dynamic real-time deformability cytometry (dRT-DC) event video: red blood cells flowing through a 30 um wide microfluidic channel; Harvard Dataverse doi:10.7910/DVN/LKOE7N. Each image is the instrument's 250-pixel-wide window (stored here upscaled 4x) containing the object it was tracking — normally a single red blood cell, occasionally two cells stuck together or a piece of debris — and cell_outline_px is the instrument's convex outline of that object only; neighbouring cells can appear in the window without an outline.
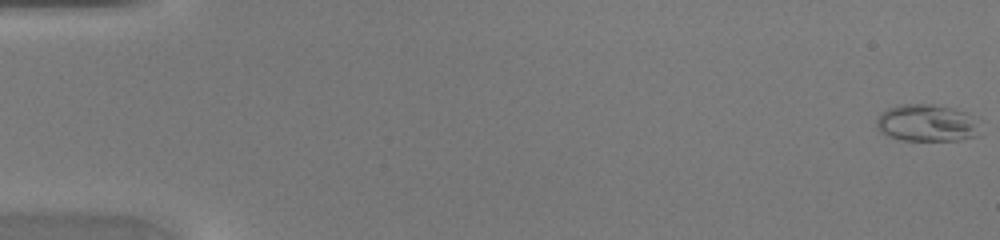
{"species": "common noctule bat (a hibernating species)", "species_latin": "Nyctalus noctula", "temperature_condition": "warm", "stored_images_in_passage": 47, "camera_frame_rate_fps": 3000, "um_per_image_px": 0.085, "animal": {"sex": "female", "body_mass_g": 20.0, "forearm_length_mm": 54.0}, "frame": {"image": 1, "passage_image": 1, "time_ms": 0.0, "image_size_px": [1000, 240], "cell_outline_px": [[980, 136], [960, 140], [904, 140], [892, 136], [884, 132], [876, 124], [876, 120], [880, 112], [888, 108], [900, 104], [932, 104], [952, 108], [968, 112], [976, 120]], "centroid_in_image_um": [78.83, 10.44], "position_along_channel_um": 6.2, "area_um2": 22.31}}
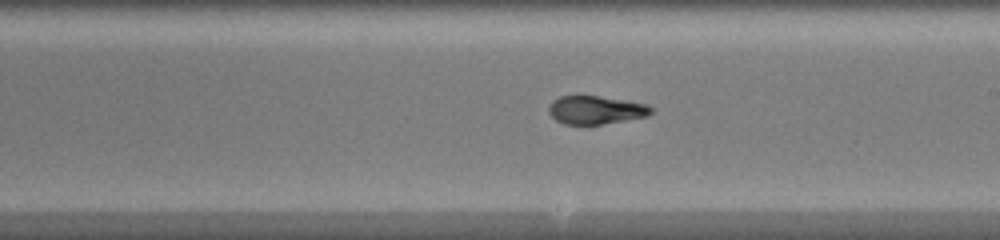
{"frame": {"image": 2, "passage_image": 28, "time_ms": 9.0, "image_size_px": [1000, 240], "cell_outline_px": [[652, 112], [648, 116], [600, 124], [564, 124], [556, 120], [548, 112], [548, 108], [552, 100], [560, 96], [576, 92], [648, 104], [652, 108]], "centroid_in_image_um": [50.58, 9.3], "position_along_channel_um": 238.4, "area_um2": 17.34}}
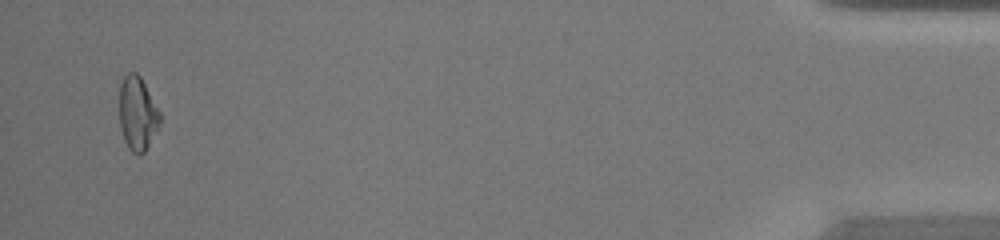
{"frame": {"image": 3, "passage_image": 46, "time_ms": 15.0, "image_size_px": [1000, 240], "cell_outline_px": [[160, 120], [144, 152], [140, 156], [136, 156], [128, 148], [124, 140], [120, 128], [120, 84], [124, 76], [128, 72], [136, 72], [140, 76], [160, 112]], "centroid_in_image_um": [11.66, 9.65], "position_along_channel_um": 423.5, "area_um2": 17.17}}